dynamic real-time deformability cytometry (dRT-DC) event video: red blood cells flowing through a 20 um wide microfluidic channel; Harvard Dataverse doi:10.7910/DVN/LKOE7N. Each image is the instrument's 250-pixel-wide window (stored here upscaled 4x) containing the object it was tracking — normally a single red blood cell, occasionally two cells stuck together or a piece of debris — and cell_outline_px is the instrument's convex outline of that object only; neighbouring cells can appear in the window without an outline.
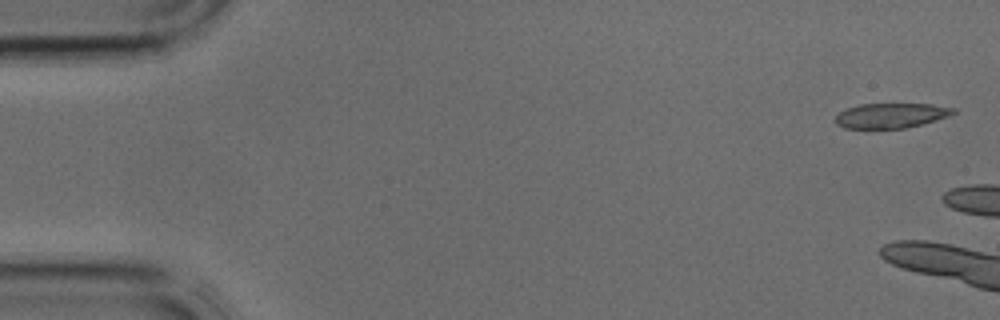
{"species": "common noctule bat (a hibernating species)", "species_latin": "Nyctalus noctula", "temperature_condition": "cold", "stored_images_in_passage": 2, "camera_frame_rate_fps": 3000, "um_per_image_px": 0.085, "animal": {"sex": "male", "body_mass_g": 17.9, "forearm_length_mm": 54.2}, "frame": {"image": 1, "passage_image": 1, "time_ms": 0.0, "image_size_px": [1000, 320], "cell_outline_px": [[956, 112], [948, 116], [920, 124], [904, 128], [844, 128], [836, 124], [836, 116], [840, 112], [848, 108], [860, 104], [932, 104], [956, 108]], "centroid_in_image_um": [75.74, 9.81], "position_along_channel_um": 9.3, "area_um2": 16.88}}